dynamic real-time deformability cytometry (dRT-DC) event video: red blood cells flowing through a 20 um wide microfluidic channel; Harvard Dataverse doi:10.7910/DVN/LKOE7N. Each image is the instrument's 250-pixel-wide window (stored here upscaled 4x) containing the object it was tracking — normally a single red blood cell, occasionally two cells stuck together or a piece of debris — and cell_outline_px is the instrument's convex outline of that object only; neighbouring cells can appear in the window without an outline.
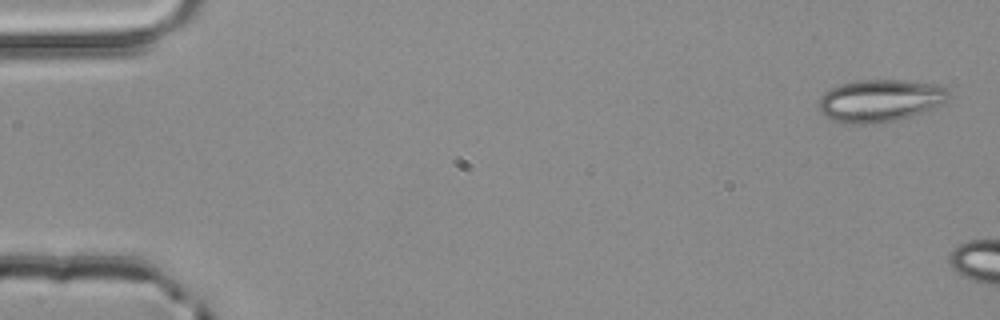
{"species": "common noctule bat (a hibernating species)", "species_latin": "Nyctalus noctula", "temperature_condition": "room temperature", "stored_images_in_passage": 2, "camera_frame_rate_fps": 3000, "um_per_image_px": 0.085, "animal": {"sex": "male", "body_mass_g": 20.4}, "frame": {"image": 1, "passage_image": 1, "time_ms": 0.0, "image_size_px": [1000, 320], "cell_outline_px": [[952, 96], [944, 104], [932, 112], [896, 120], [864, 124], [860, 124], [832, 120], [824, 116], [816, 108], [820, 96], [824, 92], [840, 84], [860, 80], [904, 80], [940, 84], [948, 88]], "centroid_in_image_um": [74.9, 8.55], "position_along_channel_um": 10.1, "area_um2": 33.0}}